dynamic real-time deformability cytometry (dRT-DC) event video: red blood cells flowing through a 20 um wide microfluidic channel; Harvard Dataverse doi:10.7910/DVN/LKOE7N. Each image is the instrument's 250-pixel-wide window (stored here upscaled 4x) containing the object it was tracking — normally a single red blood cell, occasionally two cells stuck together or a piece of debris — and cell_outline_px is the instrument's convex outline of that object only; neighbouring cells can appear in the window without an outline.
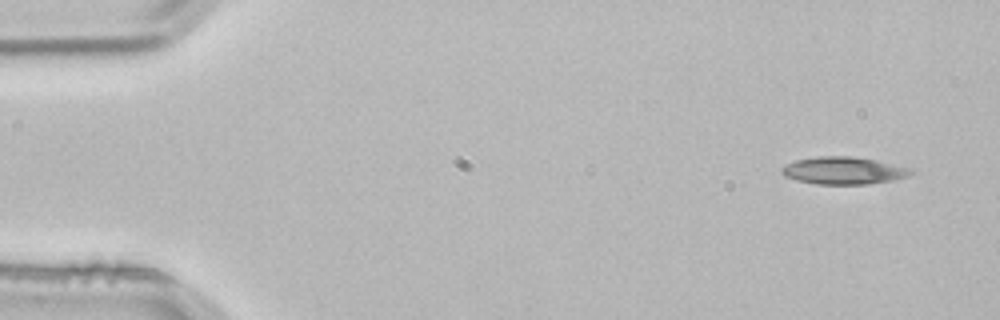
{"species": "common noctule bat (a hibernating species)", "species_latin": "Nyctalus noctula", "temperature_condition": "room temperature", "stored_images_in_passage": 5, "segment_of_instrument_passage": [2, 2], "camera_frame_rate_fps": 3000, "um_per_image_px": 0.085, "animal": {"sex": "male", "body_mass_g": 21.5, "forearm_length_mm": 52.0}, "frame": {"image": 1, "passage_image": 5, "time_ms": 1.333, "image_size_px": [1000, 320], "cell_outline_px": [[912, 172], [908, 176], [892, 180], [868, 184], [816, 184], [796, 180], [784, 176], [780, 172], [780, 168], [784, 164], [796, 160], [816, 156], [852, 156], [876, 160], [904, 168]], "centroid_in_image_um": [71.57, 14.5], "position_along_channel_um": 13.4, "area_um2": 20.4}}